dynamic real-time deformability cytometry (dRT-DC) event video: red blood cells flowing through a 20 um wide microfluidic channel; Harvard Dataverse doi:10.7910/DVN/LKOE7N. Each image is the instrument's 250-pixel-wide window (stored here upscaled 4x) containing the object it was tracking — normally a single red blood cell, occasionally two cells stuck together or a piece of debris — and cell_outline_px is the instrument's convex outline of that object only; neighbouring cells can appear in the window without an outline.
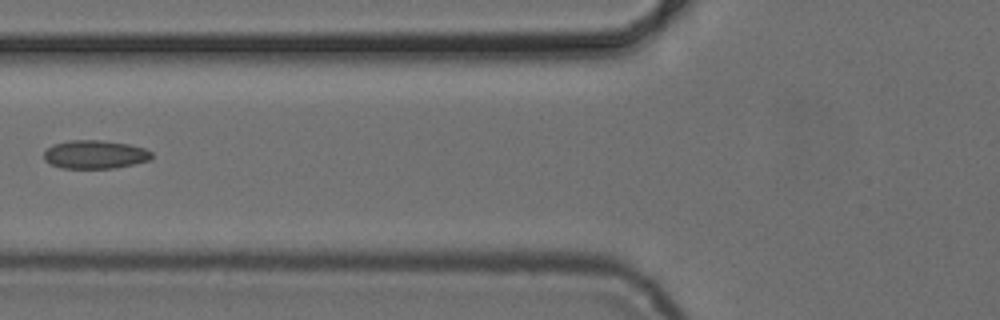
{"species": "common noctule bat (a hibernating species)", "species_latin": "Nyctalus noctula", "temperature_condition": "cold", "stored_images_in_passage": 5, "camera_frame_rate_fps": 3000, "um_per_image_px": 0.085, "animal": {"sex": "female", "body_mass_g": 24.6, "forearm_length_mm": 56.2}, "frame": {"image": 1, "passage_image": 5, "time_ms": 5.333, "image_size_px": [1000, 320], "cell_outline_px": [[152, 160], [116, 168], [64, 168], [52, 164], [44, 160], [44, 152], [52, 144], [68, 140], [100, 140], [128, 144], [144, 148], [152, 152]], "centroid_in_image_um": [8.09, 13.13], "position_along_channel_um": 117.7, "area_um2": 17.92}}